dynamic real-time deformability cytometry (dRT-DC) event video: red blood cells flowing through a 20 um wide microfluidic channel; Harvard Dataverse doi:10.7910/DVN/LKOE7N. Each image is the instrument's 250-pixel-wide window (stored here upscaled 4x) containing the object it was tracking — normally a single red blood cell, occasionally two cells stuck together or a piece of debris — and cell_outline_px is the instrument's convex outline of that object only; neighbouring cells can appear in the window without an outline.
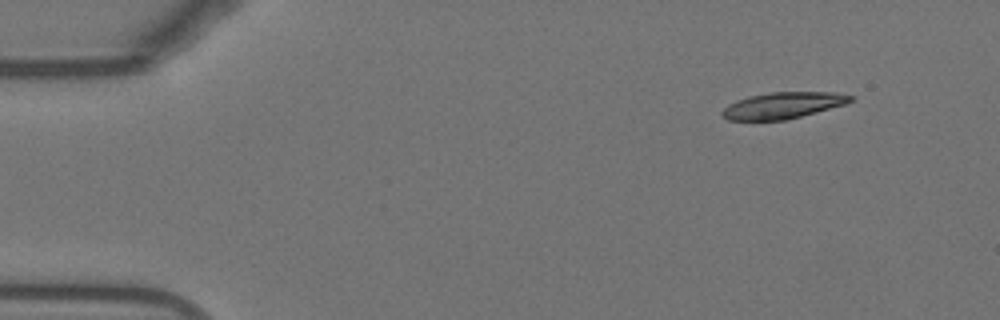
{"species": "Egyptian fruit bat (a non-hibernating species)", "species_latin": "Rousettus aegyptiacus", "temperature_condition": "warm", "stored_images_in_passage": 48, "camera_frame_rate_fps": 3000, "um_per_image_px": 0.085, "animal": {"sex": "female"}, "frame": {"image": 1, "passage_image": 1, "time_ms": 0.0, "image_size_px": [1000, 320], "cell_outline_px": [[856, 96], [852, 100], [844, 104], [816, 112], [784, 120], [728, 120], [720, 112], [728, 104], [736, 100], [748, 96], [768, 92], [836, 92]], "centroid_in_image_um": [66.53, 8.94], "position_along_channel_um": 18.5, "area_um2": 19.65}}
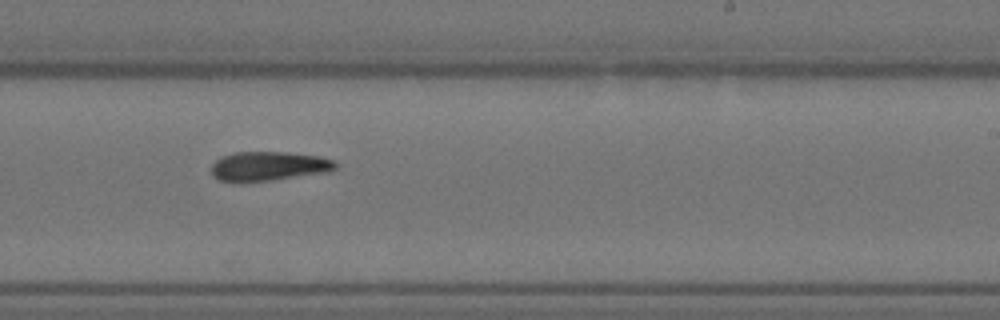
{"frame": {"image": 2, "passage_image": 28, "time_ms": 9.0, "image_size_px": [1000, 320], "cell_outline_px": [[336, 168], [328, 172], [272, 180], [220, 180], [212, 176], [212, 164], [220, 156], [236, 152], [288, 152], [320, 156], [336, 160]], "centroid_in_image_um": [22.88, 14.09], "position_along_channel_um": 266.1, "area_um2": 20.92}}
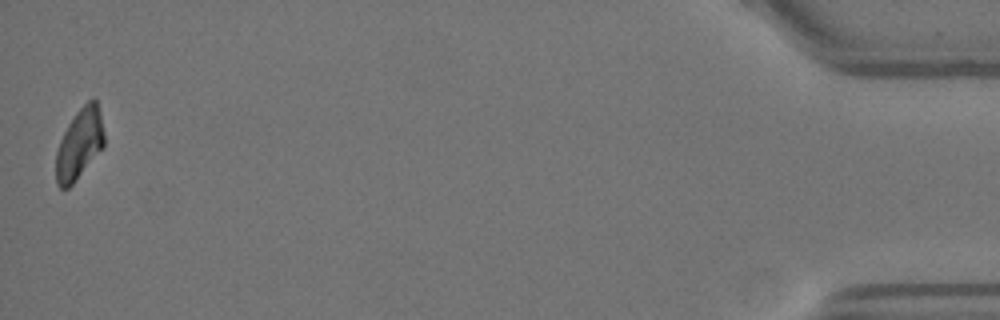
{"frame": {"image": 3, "passage_image": 48, "time_ms": 15.667, "image_size_px": [1000, 320], "cell_outline_px": [[104, 148], [72, 184], [68, 188], [60, 188], [56, 184], [56, 152], [60, 140], [68, 124], [76, 112], [88, 100], [96, 100], [100, 112], [104, 132]], "centroid_in_image_um": [6.76, 12.25], "position_along_channel_um": 428.4, "area_um2": 19.77}, "authors_computed_cell_mechanics": {"area_um2": 21.0681, "velocity_mm_per_s": 3.8281, "shape_relaxation_time_tau1_ms": 6.9491, "shape_relaxation_time_tau2_ms": null, "deformation_change_tau1": 0.1848, "deformation_change_tau2": null}}